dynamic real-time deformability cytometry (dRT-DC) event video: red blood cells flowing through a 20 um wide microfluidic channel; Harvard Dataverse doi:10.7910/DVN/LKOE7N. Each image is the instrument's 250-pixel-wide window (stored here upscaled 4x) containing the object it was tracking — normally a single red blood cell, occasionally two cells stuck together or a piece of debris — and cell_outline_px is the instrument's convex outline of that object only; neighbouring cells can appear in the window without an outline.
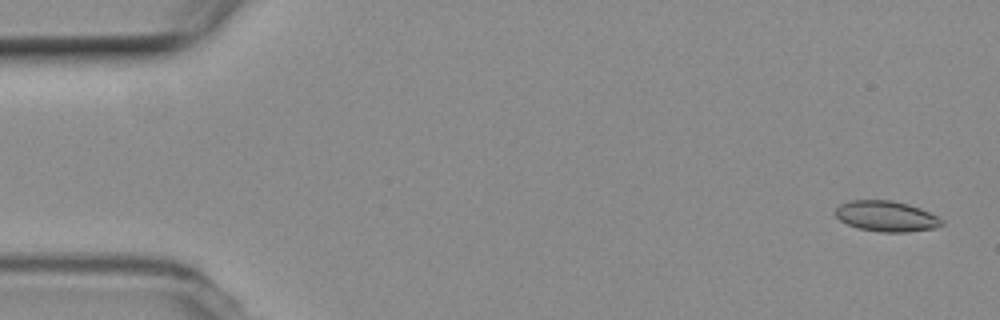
{"species": "common noctule bat (a hibernating species)", "species_latin": "Nyctalus noctula", "temperature_condition": "room temperature", "stored_images_in_passage": 55, "camera_frame_rate_fps": 3000, "um_per_image_px": 0.085, "animal": {"sex": "female", "body_mass_g": 19.3, "forearm_length_mm": 54.1}, "frame": {"image": 1, "passage_image": 2, "time_ms": 0.333, "image_size_px": [1000, 320], "cell_outline_px": [[944, 224], [936, 228], [908, 232], [880, 232], [856, 228], [840, 220], [836, 216], [836, 208], [840, 204], [848, 200], [892, 200], [908, 204], [920, 208], [944, 220]], "centroid_in_image_um": [75.34, 18.38], "position_along_channel_um": 9.7, "area_um2": 19.07}}
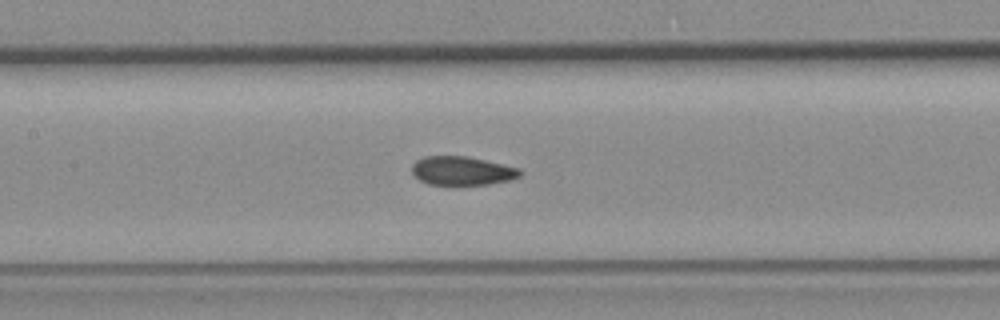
{"frame": {"image": 2, "passage_image": 25, "time_ms": 8.0, "image_size_px": [1000, 320], "cell_outline_px": [[524, 172], [520, 176], [512, 180], [488, 184], [452, 188], [428, 184], [412, 176], [412, 164], [416, 160], [424, 156], [468, 156], [520, 168]], "centroid_in_image_um": [39.26, 14.57], "position_along_channel_um": 168.1, "area_um2": 19.13}}
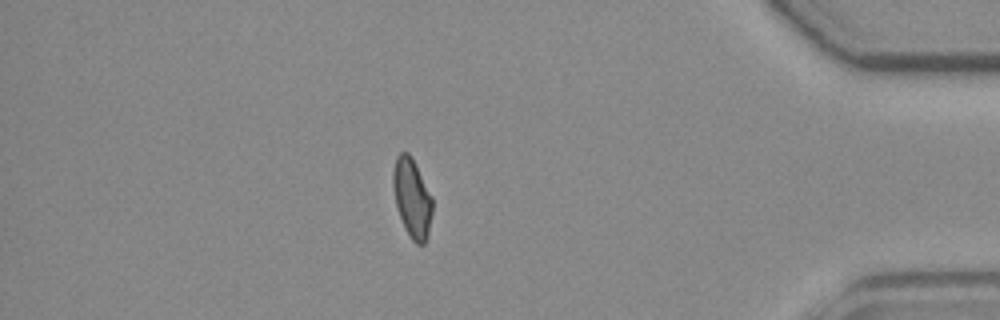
{"frame": {"image": 3, "passage_image": 47, "time_ms": 15.333, "image_size_px": [1000, 320], "cell_outline_px": [[432, 212], [428, 232], [424, 244], [416, 244], [412, 240], [400, 216], [396, 204], [392, 188], [392, 172], [396, 156], [400, 152], [408, 152], [412, 156], [432, 196]], "centroid_in_image_um": [35.01, 16.76], "position_along_channel_um": 400.2, "area_um2": 18.03}, "authors_computed_cell_mechanics": {"area_um2": 18.785, "velocity_mm_per_s": 3.7565, "shape_relaxation_time_tau1_ms": 10.851, "shape_relaxation_time_tau2_ms": 1.9655, "deformation_change_tau1": 0.1862, "deformation_change_tau2": 0.055}}